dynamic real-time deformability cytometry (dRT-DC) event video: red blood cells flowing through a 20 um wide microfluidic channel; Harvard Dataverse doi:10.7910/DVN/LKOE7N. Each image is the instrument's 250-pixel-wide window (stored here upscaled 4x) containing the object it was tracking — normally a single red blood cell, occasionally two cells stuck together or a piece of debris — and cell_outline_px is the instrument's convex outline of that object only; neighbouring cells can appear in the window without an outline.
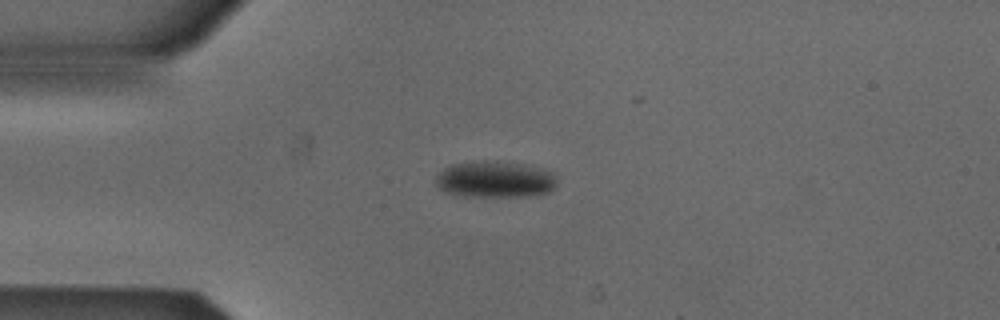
{"species": "Egyptian fruit bat (a non-hibernating species)", "species_latin": "Rousettus aegyptiacus", "temperature_condition": "cold", "stored_images_in_passage": 4, "camera_frame_rate_fps": 3000, "um_per_image_px": 0.085, "animal": {"sex": "male"}, "frame": {"image": 1, "passage_image": 1, "time_ms": 0.0, "image_size_px": [1000, 320], "cell_outline_px": [[556, 188], [548, 192], [528, 196], [464, 196], [444, 192], [436, 184], [436, 176], [444, 168], [452, 164], [484, 160], [524, 164], [556, 172]], "centroid_in_image_um": [42.1, 15.24], "position_along_channel_um": 42.9, "area_um2": 25.89}}
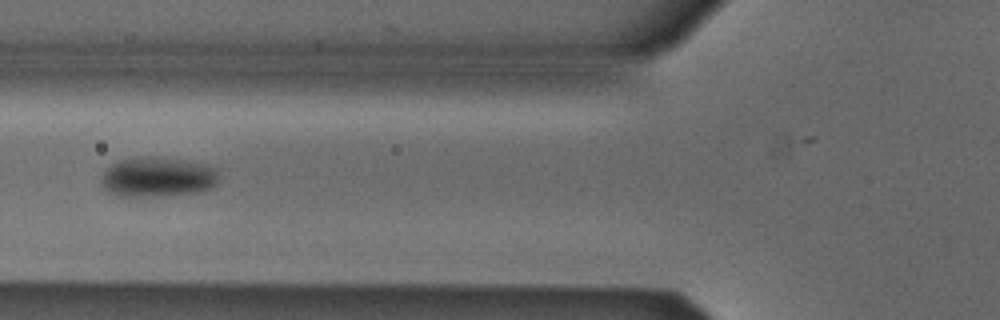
{"frame": {"image": 2, "passage_image": 3, "time_ms": 0.667, "image_size_px": [1000, 320], "cell_outline_px": [[220, 176], [216, 184], [212, 188], [200, 192], [156, 196], [116, 196], [108, 192], [100, 184], [100, 180], [104, 172], [112, 164], [124, 160], [184, 160], [208, 164], [216, 168]], "centroid_in_image_um": [13.46, 15.11], "position_along_channel_um": 112.3, "area_um2": 26.59}}
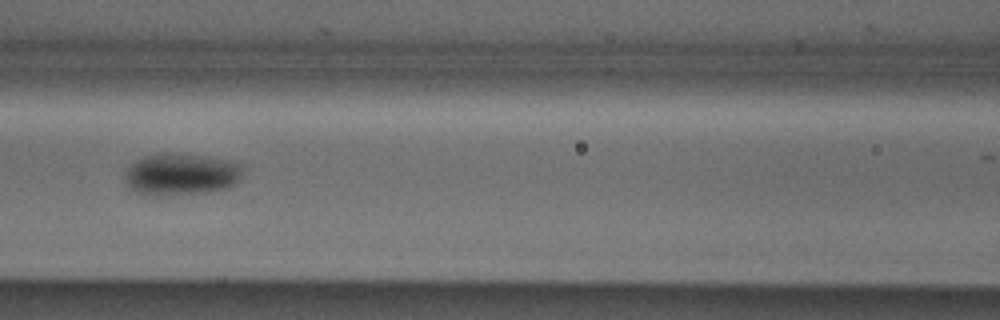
{"frame": {"image": 3, "passage_image": 4, "time_ms": 1.0, "image_size_px": [1000, 320], "cell_outline_px": [[240, 172], [236, 184], [224, 188], [208, 192], [156, 196], [152, 196], [136, 192], [128, 184], [124, 176], [124, 172], [128, 164], [144, 156], [160, 152], [176, 152], [204, 156], [240, 164]], "centroid_in_image_um": [15.29, 14.8], "position_along_channel_um": 151.3, "area_um2": 28.78}}